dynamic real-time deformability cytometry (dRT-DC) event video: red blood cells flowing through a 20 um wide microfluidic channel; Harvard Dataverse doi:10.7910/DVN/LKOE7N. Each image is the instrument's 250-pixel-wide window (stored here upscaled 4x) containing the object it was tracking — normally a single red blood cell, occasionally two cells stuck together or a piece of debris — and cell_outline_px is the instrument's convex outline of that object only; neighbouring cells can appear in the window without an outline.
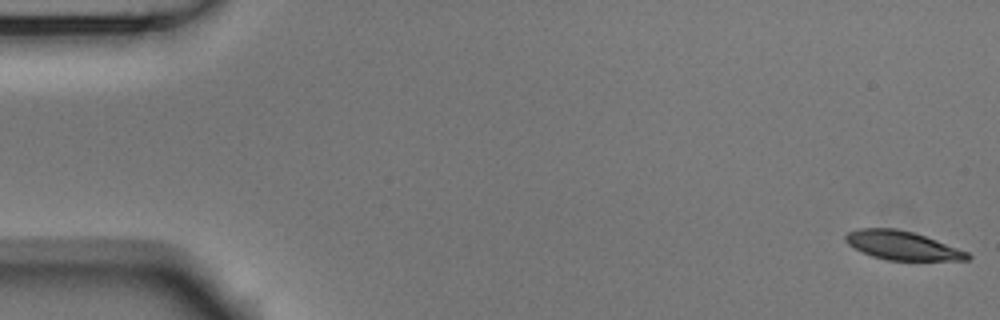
{"species": "Egyptian fruit bat (a non-hibernating species)", "species_latin": "Rousettus aegyptiacus", "temperature_condition": "room temperature", "stored_images_in_passage": 54, "camera_frame_rate_fps": 3000, "um_per_image_px": 0.085, "animal": {"sex": "male"}, "frame": {"image": 1, "passage_image": 1, "time_ms": 0.0, "image_size_px": [1000, 320], "cell_outline_px": [[972, 256], [968, 260], [888, 260], [872, 256], [848, 244], [844, 240], [844, 236], [848, 232], [860, 228], [896, 228], [912, 232], [936, 240], [968, 252]], "centroid_in_image_um": [76.68, 20.86], "position_along_channel_um": 8.3, "area_um2": 20.17}}
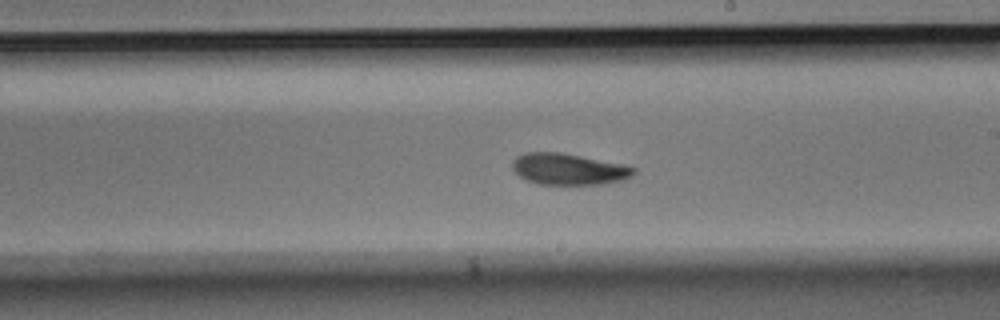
{"frame": {"image": 2, "passage_image": 31, "time_ms": 10.0, "image_size_px": [1000, 320], "cell_outline_px": [[636, 172], [632, 176], [624, 180], [600, 184], [540, 184], [528, 180], [520, 176], [512, 168], [512, 160], [516, 156], [524, 152], [560, 152], [624, 164], [636, 168]], "centroid_in_image_um": [48.34, 14.36], "position_along_channel_um": 240.7, "area_um2": 22.2}}
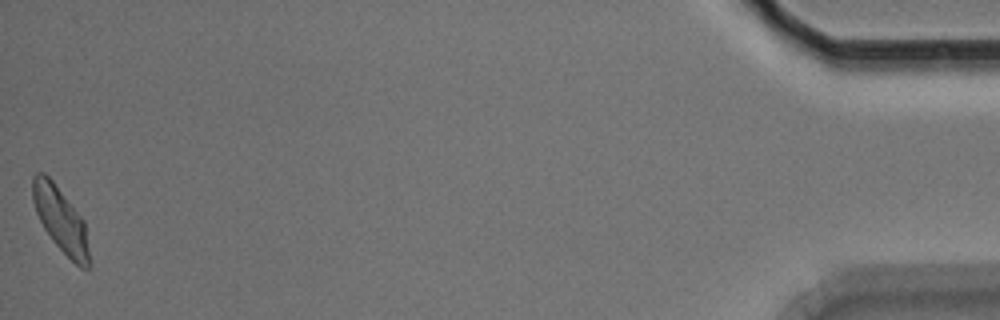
{"frame": {"image": 3, "passage_image": 54, "time_ms": 17.667, "image_size_px": [1000, 320], "cell_outline_px": [[92, 264], [88, 268], [80, 268], [52, 240], [44, 228], [36, 212], [32, 200], [32, 176], [36, 172], [44, 172], [52, 180], [84, 220]], "centroid_in_image_um": [5.17, 18.69], "position_along_channel_um": 430.0, "area_um2": 21.39}, "authors_computed_cell_mechanics": {"area_um2": 21.9351, "velocity_mm_per_s": 3.7211, "shape_relaxation_time_tau1_ms": 2.5486, "shape_relaxation_time_tau2_ms": 3.9692, "deformation_change_tau1": 0.1377, "deformation_change_tau2": 0.0959}}